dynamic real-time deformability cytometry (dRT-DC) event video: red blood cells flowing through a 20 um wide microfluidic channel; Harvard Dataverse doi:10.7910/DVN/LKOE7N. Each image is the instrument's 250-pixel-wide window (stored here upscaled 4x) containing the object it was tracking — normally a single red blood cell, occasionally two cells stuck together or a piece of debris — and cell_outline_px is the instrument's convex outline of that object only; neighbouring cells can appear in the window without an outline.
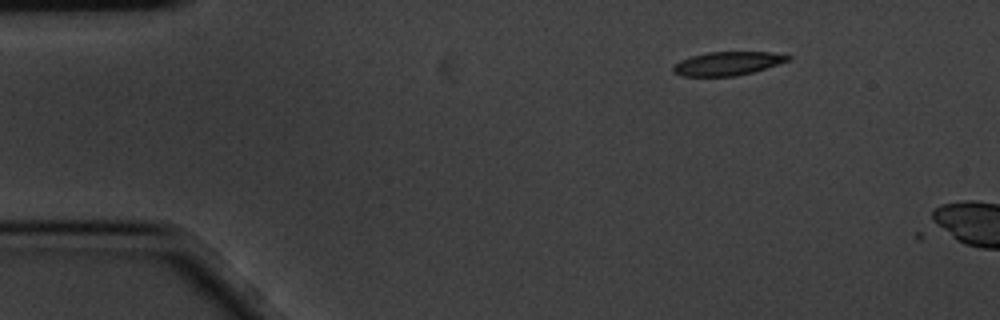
{"species": "common noctule bat (a hibernating species)", "species_latin": "Nyctalus noctula", "temperature_condition": "cold", "stored_images_in_passage": 2, "camera_frame_rate_fps": 3000, "um_per_image_px": 0.085, "animal": {"sex": "male", "body_mass_g": 20.1, "forearm_length_mm": 53.5}, "frame": {"image": 1, "passage_image": 1, "time_ms": 0.0, "image_size_px": [1000, 320], "cell_outline_px": [[792, 56], [788, 60], [752, 72], [736, 76], [684, 76], [672, 72], [672, 68], [680, 60], [692, 56], [708, 52], [772, 52]], "centroid_in_image_um": [61.8, 5.39], "position_along_channel_um": 23.2, "area_um2": 15.55}}